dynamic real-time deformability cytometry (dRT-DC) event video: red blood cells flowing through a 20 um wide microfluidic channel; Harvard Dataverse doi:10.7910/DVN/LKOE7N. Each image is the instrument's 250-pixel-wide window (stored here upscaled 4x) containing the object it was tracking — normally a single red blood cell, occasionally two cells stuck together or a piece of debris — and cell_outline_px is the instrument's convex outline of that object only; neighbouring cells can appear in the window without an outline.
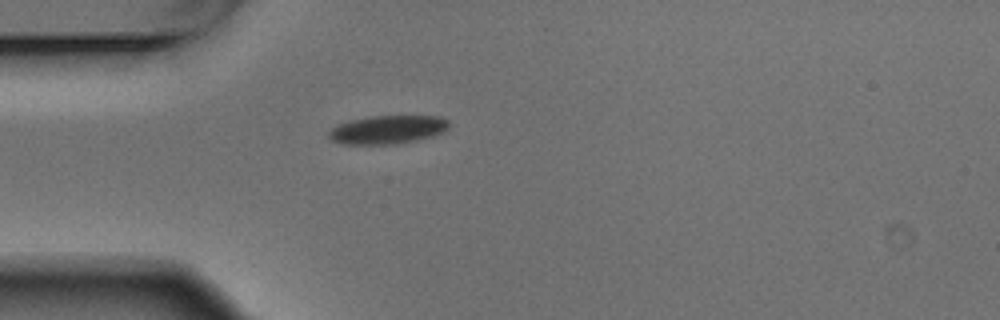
{"species": "Egyptian fruit bat (a non-hibernating species)", "species_latin": "Rousettus aegyptiacus", "temperature_condition": "warm", "stored_images_in_passage": 1, "camera_frame_rate_fps": 3000, "um_per_image_px": 0.085, "animal": {"sex": "male"}, "frame": {"image": 1, "passage_image": 1, "time_ms": 0.0, "image_size_px": [1000, 320], "cell_outline_px": [[448, 128], [432, 136], [416, 140], [396, 144], [344, 144], [332, 140], [328, 136], [328, 132], [336, 124], [368, 116], [440, 116], [448, 120]], "centroid_in_image_um": [32.91, 11.01], "position_along_channel_um": 52.1, "area_um2": 19.83}}